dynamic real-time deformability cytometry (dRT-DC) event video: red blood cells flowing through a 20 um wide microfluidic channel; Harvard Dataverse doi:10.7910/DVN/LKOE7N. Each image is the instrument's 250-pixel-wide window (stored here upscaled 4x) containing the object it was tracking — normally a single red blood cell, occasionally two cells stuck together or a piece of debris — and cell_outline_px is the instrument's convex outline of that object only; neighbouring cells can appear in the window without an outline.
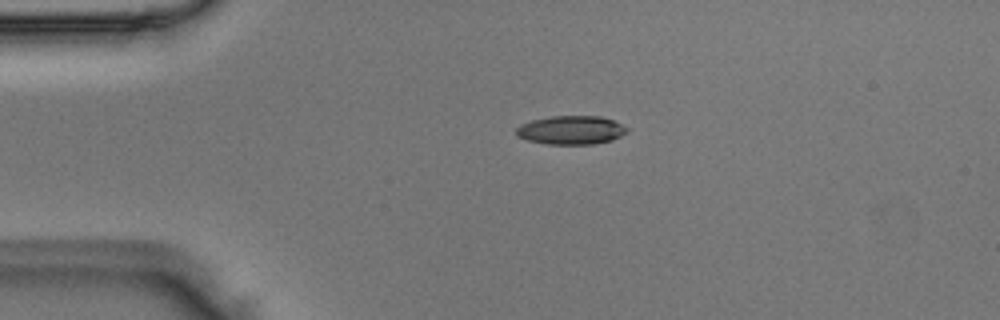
{"species": "Egyptian fruit bat (a non-hibernating species)", "species_latin": "Rousettus aegyptiacus", "temperature_condition": "room temperature", "stored_images_in_passage": 33, "camera_frame_rate_fps": 3000, "um_per_image_px": 0.085, "animal": {"sex": "male"}, "frame": {"image": 1, "passage_image": 1, "time_ms": 0.0, "image_size_px": [1000, 320], "cell_outline_px": [[628, 132], [612, 140], [592, 144], [544, 144], [528, 140], [516, 136], [516, 128], [520, 124], [532, 120], [552, 116], [600, 116], [612, 120], [628, 128]], "centroid_in_image_um": [48.52, 11.06], "position_along_channel_um": 36.5, "area_um2": 18.5}}
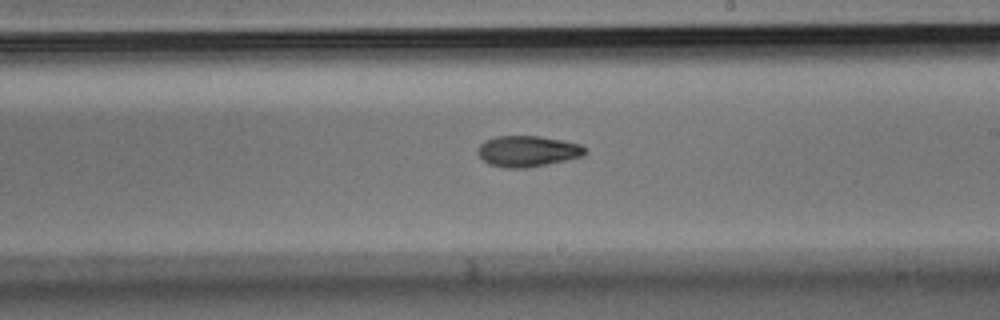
{"frame": {"image": 2, "passage_image": 19, "time_ms": 6.0, "image_size_px": [1000, 320], "cell_outline_px": [[584, 152], [580, 156], [548, 164], [528, 168], [504, 168], [488, 164], [476, 152], [480, 144], [484, 140], [496, 136], [540, 136], [580, 144], [584, 148]], "centroid_in_image_um": [44.76, 12.85], "position_along_channel_um": 244.2, "area_um2": 19.19}}
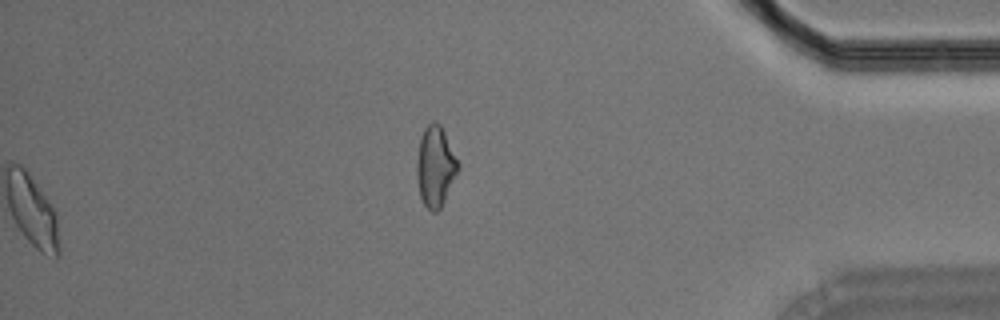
{"frame": {"image": 3, "passage_image": 33, "time_ms": 10.667, "image_size_px": [1000, 320], "cell_outline_px": [[460, 168], [440, 208], [436, 212], [432, 212], [424, 204], [420, 196], [416, 176], [416, 160], [420, 136], [424, 128], [432, 120], [436, 120], [440, 124], [460, 164]], "centroid_in_image_um": [36.99, 14.11], "position_along_channel_um": 398.2, "area_um2": 19.48}}